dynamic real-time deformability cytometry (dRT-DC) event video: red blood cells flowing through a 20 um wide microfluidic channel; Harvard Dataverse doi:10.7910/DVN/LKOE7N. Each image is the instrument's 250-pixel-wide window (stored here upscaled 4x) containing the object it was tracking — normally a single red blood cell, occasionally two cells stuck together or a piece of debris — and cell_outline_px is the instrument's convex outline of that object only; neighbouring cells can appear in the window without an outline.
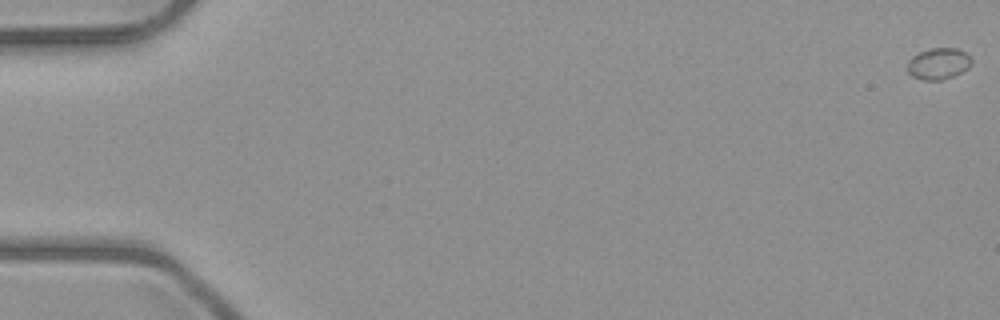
{"species": "common noctule bat (a hibernating species)", "species_latin": "Nyctalus noctula", "temperature_condition": "room temperature", "stored_images_in_passage": 5, "camera_frame_rate_fps": 3000, "um_per_image_px": 0.085, "animal": {"sex": "male", "body_mass_g": 23.1, "forearm_length_mm": 52.7}, "frame": {"image": 1, "passage_image": 1, "time_ms": 0.0, "image_size_px": [1000, 320], "cell_outline_px": [[972, 64], [968, 68], [952, 76], [940, 80], [924, 80], [912, 76], [908, 72], [908, 60], [912, 56], [920, 52], [932, 48], [956, 48], [964, 52], [972, 60]], "centroid_in_image_um": [79.76, 5.41], "position_along_channel_um": 5.2, "area_um2": 11.56}}